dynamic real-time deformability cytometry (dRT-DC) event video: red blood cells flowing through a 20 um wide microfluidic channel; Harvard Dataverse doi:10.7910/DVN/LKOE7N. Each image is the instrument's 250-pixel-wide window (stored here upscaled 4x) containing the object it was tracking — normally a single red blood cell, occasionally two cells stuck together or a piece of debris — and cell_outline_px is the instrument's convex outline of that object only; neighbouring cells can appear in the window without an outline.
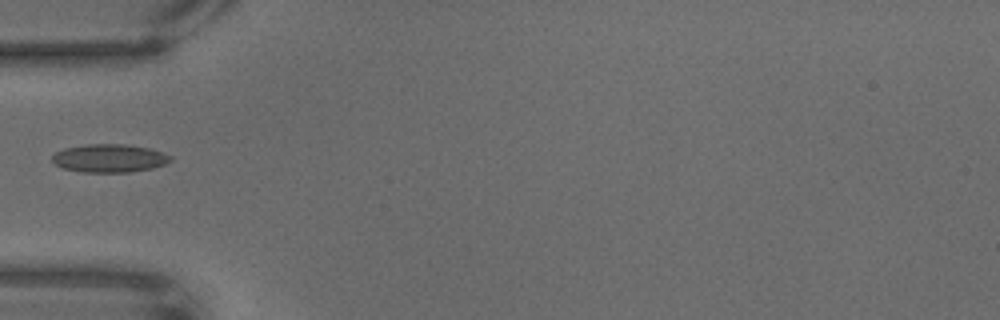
{"species": "common noctule bat (a hibernating species)", "species_latin": "Nyctalus noctula", "temperature_condition": "warm", "stored_images_in_passage": 46, "camera_frame_rate_fps": 3000, "um_per_image_px": 0.085, "animal": {"sex": "male", "body_mass_g": 18.8}, "frame": {"image": 1, "passage_image": 1, "time_ms": 0.0, "image_size_px": [1000, 320], "cell_outline_px": [[172, 160], [164, 164], [152, 168], [128, 172], [84, 172], [64, 168], [56, 164], [52, 160], [52, 156], [56, 152], [64, 148], [88, 144], [128, 144], [148, 148], [172, 156]], "centroid_in_image_um": [9.3, 13.44], "position_along_channel_um": 75.7, "area_um2": 19.25}}
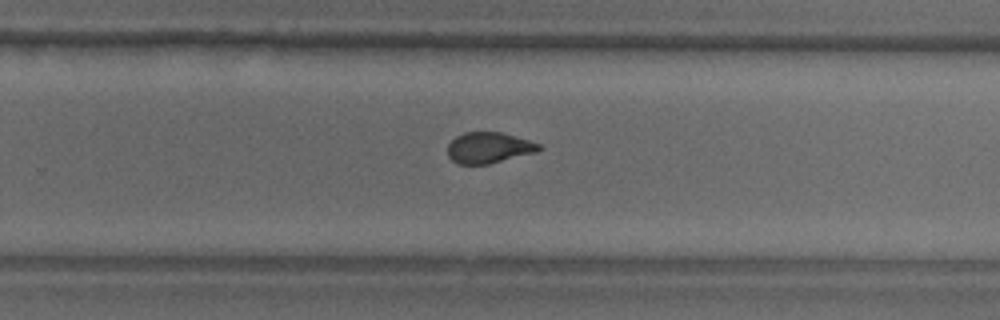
{"frame": {"image": 2, "passage_image": 22, "time_ms": 7.0, "image_size_px": [1000, 320], "cell_outline_px": [[544, 148], [536, 152], [488, 164], [460, 164], [452, 160], [448, 156], [448, 144], [456, 136], [464, 132], [500, 132], [528, 140], [540, 144]], "centroid_in_image_um": [41.55, 12.55], "position_along_channel_um": 288.3, "area_um2": 16.36}}
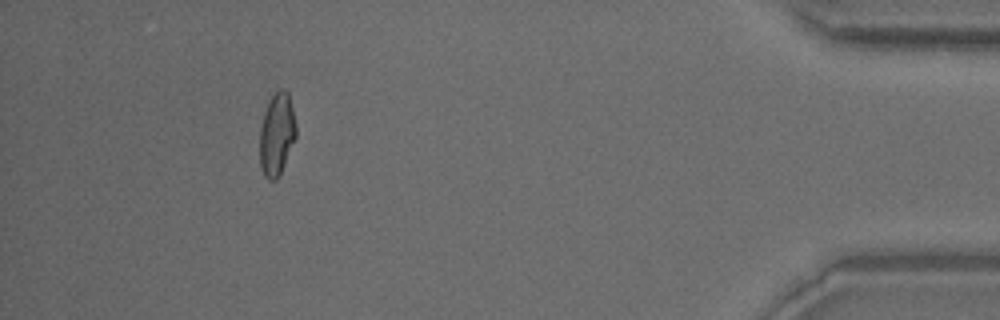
{"frame": {"image": 3, "passage_image": 40, "time_ms": 13.0, "image_size_px": [1000, 320], "cell_outline_px": [[296, 136], [284, 164], [276, 180], [268, 180], [264, 176], [260, 168], [260, 128], [264, 112], [268, 100], [276, 88], [284, 88], [288, 92], [296, 124]], "centroid_in_image_um": [23.51, 11.36], "position_along_channel_um": 411.7, "area_um2": 17.57}}